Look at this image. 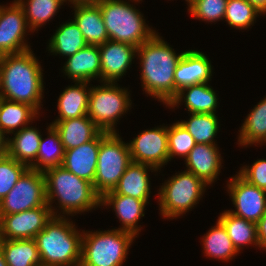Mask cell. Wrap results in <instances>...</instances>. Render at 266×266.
I'll return each mask as SVG.
<instances>
[{"instance_id":"6da1fadb","label":"cell","mask_w":266,"mask_h":266,"mask_svg":"<svg viewBox=\"0 0 266 266\" xmlns=\"http://www.w3.org/2000/svg\"><path fill=\"white\" fill-rule=\"evenodd\" d=\"M33 51L0 56V97L25 103L38 113L43 98V73Z\"/></svg>"},{"instance_id":"7a4b0ae2","label":"cell","mask_w":266,"mask_h":266,"mask_svg":"<svg viewBox=\"0 0 266 266\" xmlns=\"http://www.w3.org/2000/svg\"><path fill=\"white\" fill-rule=\"evenodd\" d=\"M182 55H177L158 33L137 48L144 91L167 106L175 98L174 72Z\"/></svg>"},{"instance_id":"3957f363","label":"cell","mask_w":266,"mask_h":266,"mask_svg":"<svg viewBox=\"0 0 266 266\" xmlns=\"http://www.w3.org/2000/svg\"><path fill=\"white\" fill-rule=\"evenodd\" d=\"M43 173L47 204L54 216L60 215L52 208L51 204L55 200H58L62 214L71 216L101 206V197L95 192L93 184L67 171L63 166L49 168ZM54 198L57 199L53 200Z\"/></svg>"},{"instance_id":"277c9868","label":"cell","mask_w":266,"mask_h":266,"mask_svg":"<svg viewBox=\"0 0 266 266\" xmlns=\"http://www.w3.org/2000/svg\"><path fill=\"white\" fill-rule=\"evenodd\" d=\"M63 216H53L34 238L41 266L80 265L82 232Z\"/></svg>"},{"instance_id":"5b68a950","label":"cell","mask_w":266,"mask_h":266,"mask_svg":"<svg viewBox=\"0 0 266 266\" xmlns=\"http://www.w3.org/2000/svg\"><path fill=\"white\" fill-rule=\"evenodd\" d=\"M109 40L139 47L156 31L145 23L142 13L123 0H102L99 4Z\"/></svg>"},{"instance_id":"8992f818","label":"cell","mask_w":266,"mask_h":266,"mask_svg":"<svg viewBox=\"0 0 266 266\" xmlns=\"http://www.w3.org/2000/svg\"><path fill=\"white\" fill-rule=\"evenodd\" d=\"M82 233L79 266H122L135 236L121 229Z\"/></svg>"},{"instance_id":"52a82bcc","label":"cell","mask_w":266,"mask_h":266,"mask_svg":"<svg viewBox=\"0 0 266 266\" xmlns=\"http://www.w3.org/2000/svg\"><path fill=\"white\" fill-rule=\"evenodd\" d=\"M131 162L128 143H124L117 132L102 131L93 182L95 192L102 197L112 191Z\"/></svg>"},{"instance_id":"ba28073f","label":"cell","mask_w":266,"mask_h":266,"mask_svg":"<svg viewBox=\"0 0 266 266\" xmlns=\"http://www.w3.org/2000/svg\"><path fill=\"white\" fill-rule=\"evenodd\" d=\"M208 186L193 173L185 170L171 177L159 188L160 213L165 218H176L192 209Z\"/></svg>"},{"instance_id":"9c48e42d","label":"cell","mask_w":266,"mask_h":266,"mask_svg":"<svg viewBox=\"0 0 266 266\" xmlns=\"http://www.w3.org/2000/svg\"><path fill=\"white\" fill-rule=\"evenodd\" d=\"M102 83L91 87L87 115L102 131L116 132V121L131 107L129 92L116 82Z\"/></svg>"},{"instance_id":"30bf717a","label":"cell","mask_w":266,"mask_h":266,"mask_svg":"<svg viewBox=\"0 0 266 266\" xmlns=\"http://www.w3.org/2000/svg\"><path fill=\"white\" fill-rule=\"evenodd\" d=\"M41 206H49L44 173L28 168L0 201V215L20 213Z\"/></svg>"},{"instance_id":"8fae6325","label":"cell","mask_w":266,"mask_h":266,"mask_svg":"<svg viewBox=\"0 0 266 266\" xmlns=\"http://www.w3.org/2000/svg\"><path fill=\"white\" fill-rule=\"evenodd\" d=\"M53 216L50 206L0 215V239H34Z\"/></svg>"},{"instance_id":"7c38bea8","label":"cell","mask_w":266,"mask_h":266,"mask_svg":"<svg viewBox=\"0 0 266 266\" xmlns=\"http://www.w3.org/2000/svg\"><path fill=\"white\" fill-rule=\"evenodd\" d=\"M131 160L159 170L169 162L167 127L142 131L128 143Z\"/></svg>"},{"instance_id":"4fadbf2b","label":"cell","mask_w":266,"mask_h":266,"mask_svg":"<svg viewBox=\"0 0 266 266\" xmlns=\"http://www.w3.org/2000/svg\"><path fill=\"white\" fill-rule=\"evenodd\" d=\"M236 211L228 210L235 216L257 223L266 212V190L248 183L239 174L227 184Z\"/></svg>"},{"instance_id":"5bb4252c","label":"cell","mask_w":266,"mask_h":266,"mask_svg":"<svg viewBox=\"0 0 266 266\" xmlns=\"http://www.w3.org/2000/svg\"><path fill=\"white\" fill-rule=\"evenodd\" d=\"M27 28L23 8L16 0L10 6L0 5V56L30 50L24 40Z\"/></svg>"},{"instance_id":"9a60e30c","label":"cell","mask_w":266,"mask_h":266,"mask_svg":"<svg viewBox=\"0 0 266 266\" xmlns=\"http://www.w3.org/2000/svg\"><path fill=\"white\" fill-rule=\"evenodd\" d=\"M101 82H117L127 72L136 57L134 45L107 40L99 46Z\"/></svg>"},{"instance_id":"2e32d148","label":"cell","mask_w":266,"mask_h":266,"mask_svg":"<svg viewBox=\"0 0 266 266\" xmlns=\"http://www.w3.org/2000/svg\"><path fill=\"white\" fill-rule=\"evenodd\" d=\"M212 70L211 62L204 53L197 50L183 52L174 72L175 97L185 87L208 83Z\"/></svg>"},{"instance_id":"e0dca14e","label":"cell","mask_w":266,"mask_h":266,"mask_svg":"<svg viewBox=\"0 0 266 266\" xmlns=\"http://www.w3.org/2000/svg\"><path fill=\"white\" fill-rule=\"evenodd\" d=\"M220 155L217 144H196L185 158L186 170L210 185L220 174L222 167Z\"/></svg>"},{"instance_id":"ac0fdd59","label":"cell","mask_w":266,"mask_h":266,"mask_svg":"<svg viewBox=\"0 0 266 266\" xmlns=\"http://www.w3.org/2000/svg\"><path fill=\"white\" fill-rule=\"evenodd\" d=\"M99 153V135L78 147L65 150L62 166L79 178L94 182Z\"/></svg>"},{"instance_id":"d6986e66","label":"cell","mask_w":266,"mask_h":266,"mask_svg":"<svg viewBox=\"0 0 266 266\" xmlns=\"http://www.w3.org/2000/svg\"><path fill=\"white\" fill-rule=\"evenodd\" d=\"M146 202L131 196L116 194L113 190L105 193L101 197L100 205L113 206V209L122 223V227L118 228L133 233L135 236L139 234L140 227L138 221L144 216Z\"/></svg>"},{"instance_id":"ffe728a7","label":"cell","mask_w":266,"mask_h":266,"mask_svg":"<svg viewBox=\"0 0 266 266\" xmlns=\"http://www.w3.org/2000/svg\"><path fill=\"white\" fill-rule=\"evenodd\" d=\"M63 68L65 75L74 82L90 83V80L97 78H100L101 81L99 46L86 45L74 55L68 57Z\"/></svg>"},{"instance_id":"44dd1931","label":"cell","mask_w":266,"mask_h":266,"mask_svg":"<svg viewBox=\"0 0 266 266\" xmlns=\"http://www.w3.org/2000/svg\"><path fill=\"white\" fill-rule=\"evenodd\" d=\"M50 125L59 133L65 150L88 143L102 132L88 115L67 120H55Z\"/></svg>"},{"instance_id":"7402d4cb","label":"cell","mask_w":266,"mask_h":266,"mask_svg":"<svg viewBox=\"0 0 266 266\" xmlns=\"http://www.w3.org/2000/svg\"><path fill=\"white\" fill-rule=\"evenodd\" d=\"M74 11L73 20L81 30L87 45L100 46L109 40L98 4L74 6Z\"/></svg>"},{"instance_id":"603a6c76","label":"cell","mask_w":266,"mask_h":266,"mask_svg":"<svg viewBox=\"0 0 266 266\" xmlns=\"http://www.w3.org/2000/svg\"><path fill=\"white\" fill-rule=\"evenodd\" d=\"M148 169L158 171L152 166L132 161L113 191L116 194L131 196L149 204L148 198L151 191Z\"/></svg>"},{"instance_id":"cb8c5ba5","label":"cell","mask_w":266,"mask_h":266,"mask_svg":"<svg viewBox=\"0 0 266 266\" xmlns=\"http://www.w3.org/2000/svg\"><path fill=\"white\" fill-rule=\"evenodd\" d=\"M187 92V93H186ZM185 96V97H184ZM185 102L187 111L191 113L216 114L218 98L215 91L208 83L190 85L178 91L176 97L168 105L172 108Z\"/></svg>"},{"instance_id":"d4e9b609","label":"cell","mask_w":266,"mask_h":266,"mask_svg":"<svg viewBox=\"0 0 266 266\" xmlns=\"http://www.w3.org/2000/svg\"><path fill=\"white\" fill-rule=\"evenodd\" d=\"M41 137L36 127L18 129L14 138L8 139L7 155L29 168L36 160Z\"/></svg>"},{"instance_id":"484cf974","label":"cell","mask_w":266,"mask_h":266,"mask_svg":"<svg viewBox=\"0 0 266 266\" xmlns=\"http://www.w3.org/2000/svg\"><path fill=\"white\" fill-rule=\"evenodd\" d=\"M88 83L75 82V85L68 86L63 90L58 98L59 117L56 120H67L87 115L91 90L87 87Z\"/></svg>"},{"instance_id":"4316f807","label":"cell","mask_w":266,"mask_h":266,"mask_svg":"<svg viewBox=\"0 0 266 266\" xmlns=\"http://www.w3.org/2000/svg\"><path fill=\"white\" fill-rule=\"evenodd\" d=\"M0 248L8 266H41L35 239H0Z\"/></svg>"},{"instance_id":"83f0119b","label":"cell","mask_w":266,"mask_h":266,"mask_svg":"<svg viewBox=\"0 0 266 266\" xmlns=\"http://www.w3.org/2000/svg\"><path fill=\"white\" fill-rule=\"evenodd\" d=\"M39 113L30 105L0 97V131L9 134L26 127ZM32 120V121H31Z\"/></svg>"},{"instance_id":"f1b7e54d","label":"cell","mask_w":266,"mask_h":266,"mask_svg":"<svg viewBox=\"0 0 266 266\" xmlns=\"http://www.w3.org/2000/svg\"><path fill=\"white\" fill-rule=\"evenodd\" d=\"M218 220L223 224L233 246L238 252H240V249L247 244H253L260 247L257 236V223L235 216L228 210L224 211L218 217Z\"/></svg>"},{"instance_id":"f546056e","label":"cell","mask_w":266,"mask_h":266,"mask_svg":"<svg viewBox=\"0 0 266 266\" xmlns=\"http://www.w3.org/2000/svg\"><path fill=\"white\" fill-rule=\"evenodd\" d=\"M87 45L74 20L65 22L49 40V51L55 55L72 56Z\"/></svg>"},{"instance_id":"4dcf8cb0","label":"cell","mask_w":266,"mask_h":266,"mask_svg":"<svg viewBox=\"0 0 266 266\" xmlns=\"http://www.w3.org/2000/svg\"><path fill=\"white\" fill-rule=\"evenodd\" d=\"M239 132L241 146L266 143V97L250 111Z\"/></svg>"},{"instance_id":"1f68e13d","label":"cell","mask_w":266,"mask_h":266,"mask_svg":"<svg viewBox=\"0 0 266 266\" xmlns=\"http://www.w3.org/2000/svg\"><path fill=\"white\" fill-rule=\"evenodd\" d=\"M47 129L48 138L44 140L41 137L39 150L35 160L36 162L29 167L30 169L44 172L49 168L62 166L65 149L62 145L59 133L52 125L48 126ZM47 140L51 141V148L50 145H47V143H49Z\"/></svg>"},{"instance_id":"d6a6232c","label":"cell","mask_w":266,"mask_h":266,"mask_svg":"<svg viewBox=\"0 0 266 266\" xmlns=\"http://www.w3.org/2000/svg\"><path fill=\"white\" fill-rule=\"evenodd\" d=\"M202 242L206 256L214 259L227 261L239 253L219 220H217L216 226L203 236Z\"/></svg>"},{"instance_id":"836d02e7","label":"cell","mask_w":266,"mask_h":266,"mask_svg":"<svg viewBox=\"0 0 266 266\" xmlns=\"http://www.w3.org/2000/svg\"><path fill=\"white\" fill-rule=\"evenodd\" d=\"M23 8L26 23L30 29L37 30L57 13L64 0H16Z\"/></svg>"},{"instance_id":"e575fe53","label":"cell","mask_w":266,"mask_h":266,"mask_svg":"<svg viewBox=\"0 0 266 266\" xmlns=\"http://www.w3.org/2000/svg\"><path fill=\"white\" fill-rule=\"evenodd\" d=\"M216 114L191 113L188 121H180L193 136L196 144H215L214 137L219 130Z\"/></svg>"},{"instance_id":"d590c367","label":"cell","mask_w":266,"mask_h":266,"mask_svg":"<svg viewBox=\"0 0 266 266\" xmlns=\"http://www.w3.org/2000/svg\"><path fill=\"white\" fill-rule=\"evenodd\" d=\"M262 14L248 0H227L225 21L236 29H247L253 25L256 16Z\"/></svg>"},{"instance_id":"8d00e7d4","label":"cell","mask_w":266,"mask_h":266,"mask_svg":"<svg viewBox=\"0 0 266 266\" xmlns=\"http://www.w3.org/2000/svg\"><path fill=\"white\" fill-rule=\"evenodd\" d=\"M167 134L169 161L174 156L186 158L196 145L193 136L179 121L170 127L167 126Z\"/></svg>"},{"instance_id":"74e56055","label":"cell","mask_w":266,"mask_h":266,"mask_svg":"<svg viewBox=\"0 0 266 266\" xmlns=\"http://www.w3.org/2000/svg\"><path fill=\"white\" fill-rule=\"evenodd\" d=\"M27 169L26 165L8 155L0 159V201L9 193Z\"/></svg>"},{"instance_id":"f35d334b","label":"cell","mask_w":266,"mask_h":266,"mask_svg":"<svg viewBox=\"0 0 266 266\" xmlns=\"http://www.w3.org/2000/svg\"><path fill=\"white\" fill-rule=\"evenodd\" d=\"M227 0H195L188 5L189 12L196 19L216 22L225 17Z\"/></svg>"},{"instance_id":"ab89813d","label":"cell","mask_w":266,"mask_h":266,"mask_svg":"<svg viewBox=\"0 0 266 266\" xmlns=\"http://www.w3.org/2000/svg\"><path fill=\"white\" fill-rule=\"evenodd\" d=\"M238 174L248 183L266 190V159H259L250 167H242Z\"/></svg>"},{"instance_id":"60d3db41","label":"cell","mask_w":266,"mask_h":266,"mask_svg":"<svg viewBox=\"0 0 266 266\" xmlns=\"http://www.w3.org/2000/svg\"><path fill=\"white\" fill-rule=\"evenodd\" d=\"M257 236L260 247L266 250V212L257 222Z\"/></svg>"},{"instance_id":"b9f144b4","label":"cell","mask_w":266,"mask_h":266,"mask_svg":"<svg viewBox=\"0 0 266 266\" xmlns=\"http://www.w3.org/2000/svg\"><path fill=\"white\" fill-rule=\"evenodd\" d=\"M8 139L5 137V133L0 131V159L7 156Z\"/></svg>"},{"instance_id":"7bdbcfd3","label":"cell","mask_w":266,"mask_h":266,"mask_svg":"<svg viewBox=\"0 0 266 266\" xmlns=\"http://www.w3.org/2000/svg\"><path fill=\"white\" fill-rule=\"evenodd\" d=\"M70 1L73 6H78V5H96L99 4L102 0H64Z\"/></svg>"},{"instance_id":"ee69618b","label":"cell","mask_w":266,"mask_h":266,"mask_svg":"<svg viewBox=\"0 0 266 266\" xmlns=\"http://www.w3.org/2000/svg\"><path fill=\"white\" fill-rule=\"evenodd\" d=\"M262 14L266 13V0H248Z\"/></svg>"},{"instance_id":"f6af8a7d","label":"cell","mask_w":266,"mask_h":266,"mask_svg":"<svg viewBox=\"0 0 266 266\" xmlns=\"http://www.w3.org/2000/svg\"><path fill=\"white\" fill-rule=\"evenodd\" d=\"M0 266H8L6 261H5V257L4 254L0 248Z\"/></svg>"},{"instance_id":"bcb514c9","label":"cell","mask_w":266,"mask_h":266,"mask_svg":"<svg viewBox=\"0 0 266 266\" xmlns=\"http://www.w3.org/2000/svg\"><path fill=\"white\" fill-rule=\"evenodd\" d=\"M188 2L189 5H191L195 0H185Z\"/></svg>"}]
</instances>
